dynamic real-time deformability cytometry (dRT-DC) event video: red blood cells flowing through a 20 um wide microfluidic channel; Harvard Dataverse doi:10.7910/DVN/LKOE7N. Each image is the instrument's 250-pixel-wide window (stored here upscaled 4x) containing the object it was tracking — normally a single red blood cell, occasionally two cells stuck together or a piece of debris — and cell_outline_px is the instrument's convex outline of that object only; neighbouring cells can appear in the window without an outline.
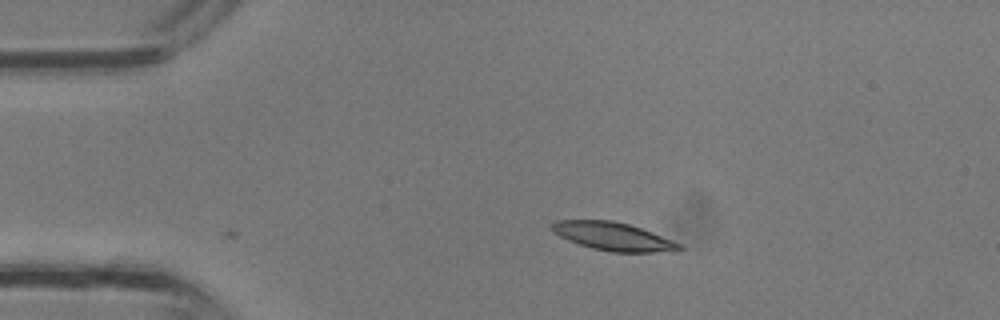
{"species": "common noctule bat (a hibernating species)", "species_latin": "Nyctalus noctula", "temperature_condition": "room temperature", "stored_images_in_passage": 4, "camera_frame_rate_fps": 3000, "um_per_image_px": 0.085, "animal": {"sex": "male", "body_mass_g": 13.3}, "frame": {"image": 1, "passage_image": 1, "time_ms": 0.0, "image_size_px": [1000, 320], "cell_outline_px": [[684, 248], [652, 252], [612, 252], [592, 248], [568, 240], [552, 232], [548, 228], [556, 220], [612, 220], [628, 224], [652, 232], [684, 244]], "centroid_in_image_um": [52.08, 20.08], "position_along_channel_um": 32.9, "area_um2": 20.81}}